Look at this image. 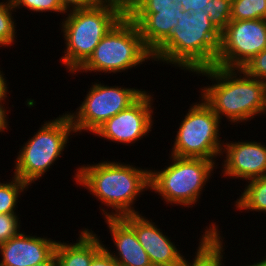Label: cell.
Returning a JSON list of instances; mask_svg holds the SVG:
<instances>
[{
  "label": "cell",
  "mask_w": 266,
  "mask_h": 266,
  "mask_svg": "<svg viewBox=\"0 0 266 266\" xmlns=\"http://www.w3.org/2000/svg\"><path fill=\"white\" fill-rule=\"evenodd\" d=\"M101 161L78 165L73 176V181L78 184L76 187H84L107 208L99 206L103 218L140 213L135 209V201L150 190V168L143 169L116 160Z\"/></svg>",
  "instance_id": "cell-1"
},
{
  "label": "cell",
  "mask_w": 266,
  "mask_h": 266,
  "mask_svg": "<svg viewBox=\"0 0 266 266\" xmlns=\"http://www.w3.org/2000/svg\"><path fill=\"white\" fill-rule=\"evenodd\" d=\"M193 74L212 82L200 87L199 95L220 120L225 117L232 125H246L255 116L266 115L265 81L252 78L241 68L213 66Z\"/></svg>",
  "instance_id": "cell-2"
},
{
  "label": "cell",
  "mask_w": 266,
  "mask_h": 266,
  "mask_svg": "<svg viewBox=\"0 0 266 266\" xmlns=\"http://www.w3.org/2000/svg\"><path fill=\"white\" fill-rule=\"evenodd\" d=\"M220 41L221 32L202 9L198 13L181 11L170 37L152 54L153 63L163 62L193 75L215 66Z\"/></svg>",
  "instance_id": "cell-3"
},
{
  "label": "cell",
  "mask_w": 266,
  "mask_h": 266,
  "mask_svg": "<svg viewBox=\"0 0 266 266\" xmlns=\"http://www.w3.org/2000/svg\"><path fill=\"white\" fill-rule=\"evenodd\" d=\"M125 14L126 10L114 2L66 12L59 25L65 44L64 55L59 60L66 72L72 77L77 75L102 38Z\"/></svg>",
  "instance_id": "cell-4"
},
{
  "label": "cell",
  "mask_w": 266,
  "mask_h": 266,
  "mask_svg": "<svg viewBox=\"0 0 266 266\" xmlns=\"http://www.w3.org/2000/svg\"><path fill=\"white\" fill-rule=\"evenodd\" d=\"M168 156V166L149 170V191L158 194L167 206L193 208L200 205L206 183H210L209 179L219 169L218 164L204 158Z\"/></svg>",
  "instance_id": "cell-5"
},
{
  "label": "cell",
  "mask_w": 266,
  "mask_h": 266,
  "mask_svg": "<svg viewBox=\"0 0 266 266\" xmlns=\"http://www.w3.org/2000/svg\"><path fill=\"white\" fill-rule=\"evenodd\" d=\"M38 131L19 148L14 160L13 175L30 187L41 180L51 166L63 157L72 134L76 135L72 120L67 111L53 120L43 121ZM70 136V138H69Z\"/></svg>",
  "instance_id": "cell-6"
},
{
  "label": "cell",
  "mask_w": 266,
  "mask_h": 266,
  "mask_svg": "<svg viewBox=\"0 0 266 266\" xmlns=\"http://www.w3.org/2000/svg\"><path fill=\"white\" fill-rule=\"evenodd\" d=\"M148 61L153 62L152 53L144 45L137 25L125 14L102 38L91 57L76 73H125Z\"/></svg>",
  "instance_id": "cell-7"
},
{
  "label": "cell",
  "mask_w": 266,
  "mask_h": 266,
  "mask_svg": "<svg viewBox=\"0 0 266 266\" xmlns=\"http://www.w3.org/2000/svg\"><path fill=\"white\" fill-rule=\"evenodd\" d=\"M198 100L199 102L195 101L189 106L188 112L185 111L184 118L181 117L182 121L178 123L179 127L169 155L204 158L216 163L219 157L222 158L221 152L225 141L220 138V126L223 123L204 100L200 99V95Z\"/></svg>",
  "instance_id": "cell-8"
},
{
  "label": "cell",
  "mask_w": 266,
  "mask_h": 266,
  "mask_svg": "<svg viewBox=\"0 0 266 266\" xmlns=\"http://www.w3.org/2000/svg\"><path fill=\"white\" fill-rule=\"evenodd\" d=\"M96 80L97 82L91 83L80 106L75 111H67L76 135L83 132L94 133L108 119L128 108L146 91L143 88L124 85L108 86Z\"/></svg>",
  "instance_id": "cell-9"
},
{
  "label": "cell",
  "mask_w": 266,
  "mask_h": 266,
  "mask_svg": "<svg viewBox=\"0 0 266 266\" xmlns=\"http://www.w3.org/2000/svg\"><path fill=\"white\" fill-rule=\"evenodd\" d=\"M266 49V19L231 20L221 32L215 66L242 68Z\"/></svg>",
  "instance_id": "cell-10"
},
{
  "label": "cell",
  "mask_w": 266,
  "mask_h": 266,
  "mask_svg": "<svg viewBox=\"0 0 266 266\" xmlns=\"http://www.w3.org/2000/svg\"><path fill=\"white\" fill-rule=\"evenodd\" d=\"M154 94L145 91L133 104L108 119L93 135L113 143L134 144L149 137L155 120Z\"/></svg>",
  "instance_id": "cell-11"
},
{
  "label": "cell",
  "mask_w": 266,
  "mask_h": 266,
  "mask_svg": "<svg viewBox=\"0 0 266 266\" xmlns=\"http://www.w3.org/2000/svg\"><path fill=\"white\" fill-rule=\"evenodd\" d=\"M221 156V177L249 181L266 176V145L265 143L235 140L227 141L225 138ZM223 174V176H222Z\"/></svg>",
  "instance_id": "cell-12"
},
{
  "label": "cell",
  "mask_w": 266,
  "mask_h": 266,
  "mask_svg": "<svg viewBox=\"0 0 266 266\" xmlns=\"http://www.w3.org/2000/svg\"><path fill=\"white\" fill-rule=\"evenodd\" d=\"M122 218L134 229L139 243L147 252L152 266H180L185 258L182 250L171 241L167 232L162 229L152 219L141 213L129 214ZM182 252V253H181Z\"/></svg>",
  "instance_id": "cell-13"
},
{
  "label": "cell",
  "mask_w": 266,
  "mask_h": 266,
  "mask_svg": "<svg viewBox=\"0 0 266 266\" xmlns=\"http://www.w3.org/2000/svg\"><path fill=\"white\" fill-rule=\"evenodd\" d=\"M23 232L0 244V266H35L55 251L57 240Z\"/></svg>",
  "instance_id": "cell-14"
},
{
  "label": "cell",
  "mask_w": 266,
  "mask_h": 266,
  "mask_svg": "<svg viewBox=\"0 0 266 266\" xmlns=\"http://www.w3.org/2000/svg\"><path fill=\"white\" fill-rule=\"evenodd\" d=\"M181 11L177 4L164 10H126V15L137 25L144 45L153 54L170 37Z\"/></svg>",
  "instance_id": "cell-15"
},
{
  "label": "cell",
  "mask_w": 266,
  "mask_h": 266,
  "mask_svg": "<svg viewBox=\"0 0 266 266\" xmlns=\"http://www.w3.org/2000/svg\"><path fill=\"white\" fill-rule=\"evenodd\" d=\"M107 229L114 243L115 251L109 245L104 248L119 264V266H152L150 258L139 243L134 229L122 217L104 218Z\"/></svg>",
  "instance_id": "cell-16"
},
{
  "label": "cell",
  "mask_w": 266,
  "mask_h": 266,
  "mask_svg": "<svg viewBox=\"0 0 266 266\" xmlns=\"http://www.w3.org/2000/svg\"><path fill=\"white\" fill-rule=\"evenodd\" d=\"M80 230L76 242L57 240L54 252L60 266H90L94 256L104 247V241L92 228Z\"/></svg>",
  "instance_id": "cell-17"
},
{
  "label": "cell",
  "mask_w": 266,
  "mask_h": 266,
  "mask_svg": "<svg viewBox=\"0 0 266 266\" xmlns=\"http://www.w3.org/2000/svg\"><path fill=\"white\" fill-rule=\"evenodd\" d=\"M208 225L204 232L203 230L200 231L203 234L199 238L198 247L195 248L197 251L192 255L194 258L192 260L187 259V257L184 258L180 266H225L223 262V259L227 258H224L225 237L222 236V231H220L216 222H211Z\"/></svg>",
  "instance_id": "cell-18"
},
{
  "label": "cell",
  "mask_w": 266,
  "mask_h": 266,
  "mask_svg": "<svg viewBox=\"0 0 266 266\" xmlns=\"http://www.w3.org/2000/svg\"><path fill=\"white\" fill-rule=\"evenodd\" d=\"M243 192L234 202L235 210L250 213L253 211L266 214V176L246 182Z\"/></svg>",
  "instance_id": "cell-19"
},
{
  "label": "cell",
  "mask_w": 266,
  "mask_h": 266,
  "mask_svg": "<svg viewBox=\"0 0 266 266\" xmlns=\"http://www.w3.org/2000/svg\"><path fill=\"white\" fill-rule=\"evenodd\" d=\"M12 180L0 181V214H18L19 198L28 191L30 186L12 174ZM17 211V213H16Z\"/></svg>",
  "instance_id": "cell-20"
},
{
  "label": "cell",
  "mask_w": 266,
  "mask_h": 266,
  "mask_svg": "<svg viewBox=\"0 0 266 266\" xmlns=\"http://www.w3.org/2000/svg\"><path fill=\"white\" fill-rule=\"evenodd\" d=\"M13 12H17L11 5L10 0L0 1V49L1 47H11L16 43L18 36L13 17Z\"/></svg>",
  "instance_id": "cell-21"
},
{
  "label": "cell",
  "mask_w": 266,
  "mask_h": 266,
  "mask_svg": "<svg viewBox=\"0 0 266 266\" xmlns=\"http://www.w3.org/2000/svg\"><path fill=\"white\" fill-rule=\"evenodd\" d=\"M266 19V0H232L231 20Z\"/></svg>",
  "instance_id": "cell-22"
},
{
  "label": "cell",
  "mask_w": 266,
  "mask_h": 266,
  "mask_svg": "<svg viewBox=\"0 0 266 266\" xmlns=\"http://www.w3.org/2000/svg\"><path fill=\"white\" fill-rule=\"evenodd\" d=\"M11 5L16 10L25 8L24 10L31 11V13H57L59 16L66 14L59 0H10Z\"/></svg>",
  "instance_id": "cell-23"
},
{
  "label": "cell",
  "mask_w": 266,
  "mask_h": 266,
  "mask_svg": "<svg viewBox=\"0 0 266 266\" xmlns=\"http://www.w3.org/2000/svg\"><path fill=\"white\" fill-rule=\"evenodd\" d=\"M232 0H209L207 11L214 26L222 32L231 21Z\"/></svg>",
  "instance_id": "cell-24"
},
{
  "label": "cell",
  "mask_w": 266,
  "mask_h": 266,
  "mask_svg": "<svg viewBox=\"0 0 266 266\" xmlns=\"http://www.w3.org/2000/svg\"><path fill=\"white\" fill-rule=\"evenodd\" d=\"M18 216L19 214H0V244L21 232L22 223Z\"/></svg>",
  "instance_id": "cell-25"
},
{
  "label": "cell",
  "mask_w": 266,
  "mask_h": 266,
  "mask_svg": "<svg viewBox=\"0 0 266 266\" xmlns=\"http://www.w3.org/2000/svg\"><path fill=\"white\" fill-rule=\"evenodd\" d=\"M241 69L252 78L266 82V49L253 56Z\"/></svg>",
  "instance_id": "cell-26"
},
{
  "label": "cell",
  "mask_w": 266,
  "mask_h": 266,
  "mask_svg": "<svg viewBox=\"0 0 266 266\" xmlns=\"http://www.w3.org/2000/svg\"><path fill=\"white\" fill-rule=\"evenodd\" d=\"M175 5L174 0H134L126 10H164Z\"/></svg>",
  "instance_id": "cell-27"
},
{
  "label": "cell",
  "mask_w": 266,
  "mask_h": 266,
  "mask_svg": "<svg viewBox=\"0 0 266 266\" xmlns=\"http://www.w3.org/2000/svg\"><path fill=\"white\" fill-rule=\"evenodd\" d=\"M174 3L181 6L184 12L198 13L202 9L209 17V12L207 11L209 0H174Z\"/></svg>",
  "instance_id": "cell-28"
},
{
  "label": "cell",
  "mask_w": 266,
  "mask_h": 266,
  "mask_svg": "<svg viewBox=\"0 0 266 266\" xmlns=\"http://www.w3.org/2000/svg\"><path fill=\"white\" fill-rule=\"evenodd\" d=\"M65 12L97 6L101 0H59Z\"/></svg>",
  "instance_id": "cell-29"
},
{
  "label": "cell",
  "mask_w": 266,
  "mask_h": 266,
  "mask_svg": "<svg viewBox=\"0 0 266 266\" xmlns=\"http://www.w3.org/2000/svg\"><path fill=\"white\" fill-rule=\"evenodd\" d=\"M90 266H119L114 258L103 247L93 258Z\"/></svg>",
  "instance_id": "cell-30"
},
{
  "label": "cell",
  "mask_w": 266,
  "mask_h": 266,
  "mask_svg": "<svg viewBox=\"0 0 266 266\" xmlns=\"http://www.w3.org/2000/svg\"><path fill=\"white\" fill-rule=\"evenodd\" d=\"M5 103L6 102H0V133H1V135L3 132L5 133V130L7 132V130L10 128V126H9L10 122L8 120V118H9L8 113H11V112H9V109L11 111V108H8L7 107L8 105H6ZM7 108H8V110H7Z\"/></svg>",
  "instance_id": "cell-31"
},
{
  "label": "cell",
  "mask_w": 266,
  "mask_h": 266,
  "mask_svg": "<svg viewBox=\"0 0 266 266\" xmlns=\"http://www.w3.org/2000/svg\"><path fill=\"white\" fill-rule=\"evenodd\" d=\"M0 69H2V68L0 67ZM6 78L7 77L5 76V72H3V70L2 71L0 70V102H7V101H9L8 98H9V95H10L9 93L11 91L8 90V88H9L8 87L9 82L7 83L8 80Z\"/></svg>",
  "instance_id": "cell-32"
},
{
  "label": "cell",
  "mask_w": 266,
  "mask_h": 266,
  "mask_svg": "<svg viewBox=\"0 0 266 266\" xmlns=\"http://www.w3.org/2000/svg\"><path fill=\"white\" fill-rule=\"evenodd\" d=\"M35 266H60V264L54 252L46 261L39 263Z\"/></svg>",
  "instance_id": "cell-33"
},
{
  "label": "cell",
  "mask_w": 266,
  "mask_h": 266,
  "mask_svg": "<svg viewBox=\"0 0 266 266\" xmlns=\"http://www.w3.org/2000/svg\"><path fill=\"white\" fill-rule=\"evenodd\" d=\"M134 0H101V2H114L121 5L125 10L133 3Z\"/></svg>",
  "instance_id": "cell-34"
},
{
  "label": "cell",
  "mask_w": 266,
  "mask_h": 266,
  "mask_svg": "<svg viewBox=\"0 0 266 266\" xmlns=\"http://www.w3.org/2000/svg\"><path fill=\"white\" fill-rule=\"evenodd\" d=\"M266 255L263 257V259H259V261H256L255 263L253 264H249L247 263V265L245 264L244 266H266ZM241 266V265H240ZM243 266V265H242Z\"/></svg>",
  "instance_id": "cell-35"
}]
</instances>
